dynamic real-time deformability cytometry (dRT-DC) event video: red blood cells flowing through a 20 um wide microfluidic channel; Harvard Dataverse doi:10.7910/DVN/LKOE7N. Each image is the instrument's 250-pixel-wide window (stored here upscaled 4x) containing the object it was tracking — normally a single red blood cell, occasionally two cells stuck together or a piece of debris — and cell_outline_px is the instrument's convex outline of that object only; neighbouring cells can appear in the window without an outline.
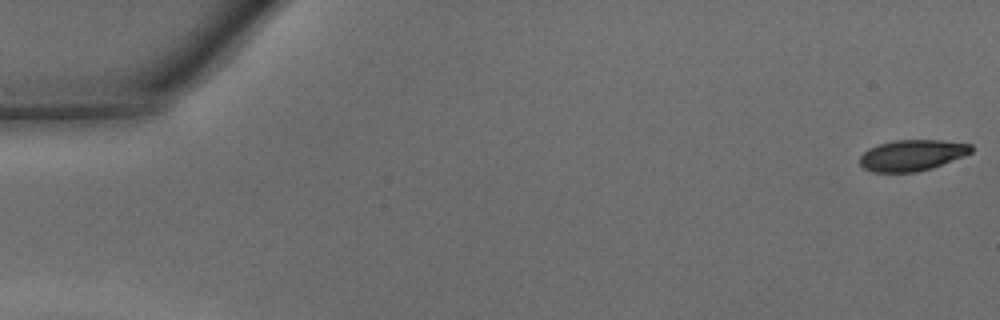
{"species": "common noctule bat (a hibernating species)", "species_latin": "Nyctalus noctula", "temperature_condition": "warm", "stored_images_in_passage": 47, "camera_frame_rate_fps": 3000, "um_per_image_px": 0.085, "animal": {"sex": "male", "body_mass_g": 15.6}, "frame": {"image": 1, "passage_image": 1, "time_ms": 0.0, "image_size_px": [1000, 320], "cell_outline_px": [[972, 152], [964, 156], [932, 168], [916, 172], [872, 172], [864, 168], [860, 164], [860, 156], [868, 148], [892, 140], [944, 140], [972, 144]], "centroid_in_image_um": [77.53, 13.19], "position_along_channel_um": 7.5, "area_um2": 20.23}}
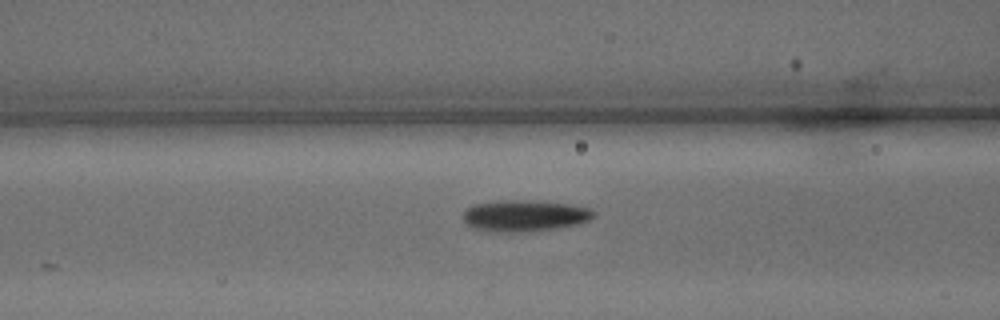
{"frame": {"image": 2, "passage_image": 19, "time_ms": 6.0, "image_size_px": [1000, 320], "cell_outline_px": [[596, 216], [588, 220], [576, 224], [552, 228], [512, 232], [500, 232], [476, 228], [468, 224], [464, 220], [464, 212], [468, 208], [476, 204], [496, 200], [528, 200], [568, 204], [588, 208], [596, 212]], "centroid_in_image_um": [44.6, 18.31], "position_along_channel_um": 122.0, "area_um2": 23.29}}
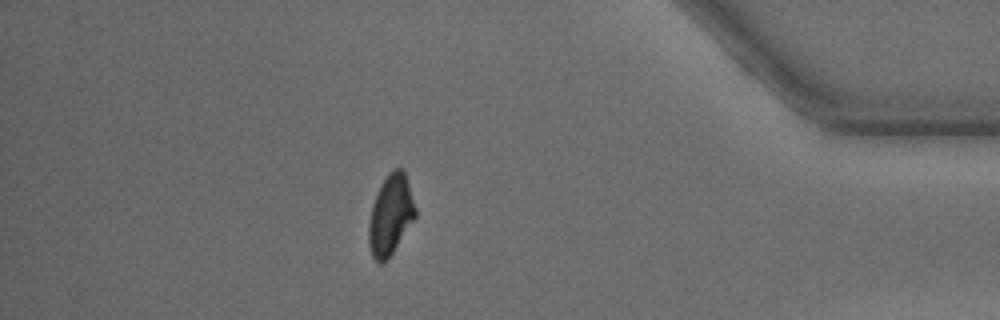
{"frame": {"image": 3, "passage_image": 41, "time_ms": 13.333, "image_size_px": [1000, 320], "cell_outline_px": [[416, 216], [388, 260], [384, 264], [376, 264], [372, 256], [368, 244], [368, 224], [372, 204], [380, 184], [388, 172], [392, 168], [404, 168], [416, 208]], "centroid_in_image_um": [33.18, 18.28], "position_along_channel_um": 402.0, "area_um2": 22.25}, "authors_computed_cell_mechanics": {"area_um2": 22.0796, "velocity_mm_per_s": 4.3522, "shape_relaxation_time_tau1_ms": 2.6133, "shape_relaxation_time_tau2_ms": 1.9445, "deformation_change_tau1": 0.1343, "deformation_change_tau2": 0.07}}